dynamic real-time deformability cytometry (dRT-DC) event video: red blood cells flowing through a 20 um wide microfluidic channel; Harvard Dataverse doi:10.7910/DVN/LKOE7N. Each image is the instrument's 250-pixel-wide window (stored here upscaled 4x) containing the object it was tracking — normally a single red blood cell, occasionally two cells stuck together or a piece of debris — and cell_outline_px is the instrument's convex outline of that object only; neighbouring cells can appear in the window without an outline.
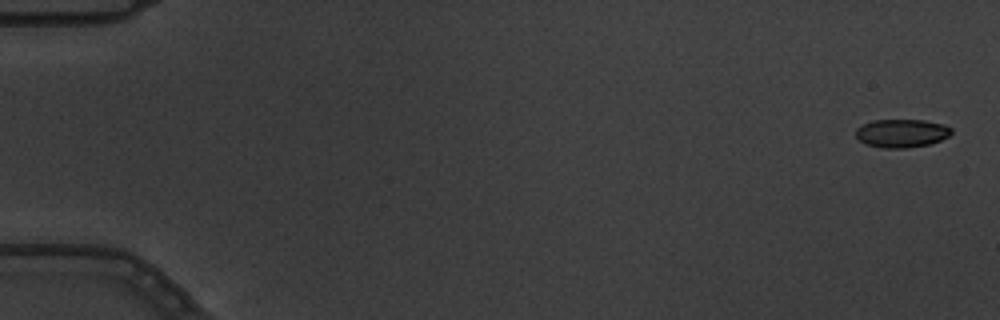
{"species": "common noctule bat (a hibernating species)", "species_latin": "Nyctalus noctula", "temperature_condition": "warm", "stored_images_in_passage": 5, "camera_frame_rate_fps": 3000, "um_per_image_px": 0.085, "animal": {"sex": "male", "body_mass_g": 19.5, "forearm_length_mm": 54.6}, "frame": {"image": 1, "passage_image": 1, "time_ms": 0.0, "image_size_px": [1000, 320], "cell_outline_px": [[952, 132], [948, 136], [940, 140], [928, 144], [904, 148], [884, 148], [868, 144], [860, 140], [856, 136], [856, 128], [872, 120], [924, 120], [944, 124], [952, 128]], "centroid_in_image_um": [76.65, 11.31], "position_along_channel_um": 8.3, "area_um2": 15.61}}
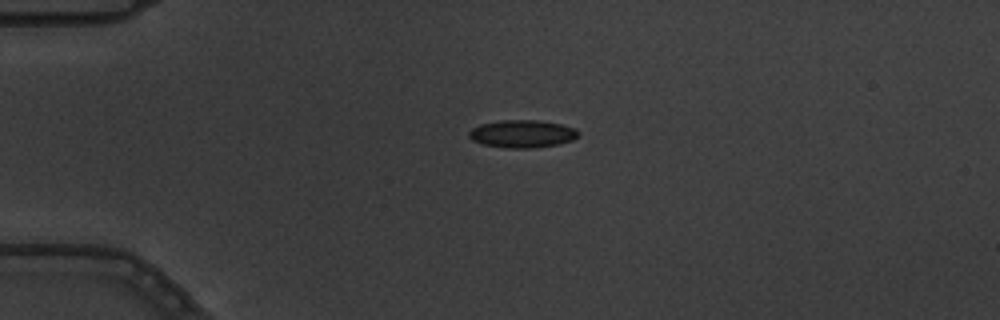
{"frame": {"image": 2, "passage_image": 4, "time_ms": 1.0, "image_size_px": [1000, 320], "cell_outline_px": [[580, 132], [572, 140], [556, 144], [532, 148], [508, 148], [484, 144], [472, 140], [468, 136], [468, 132], [472, 128], [480, 124], [500, 120], [536, 120], [560, 124], [576, 128]], "centroid_in_image_um": [44.37, 11.36], "position_along_channel_um": 40.6, "area_um2": 17.51}}